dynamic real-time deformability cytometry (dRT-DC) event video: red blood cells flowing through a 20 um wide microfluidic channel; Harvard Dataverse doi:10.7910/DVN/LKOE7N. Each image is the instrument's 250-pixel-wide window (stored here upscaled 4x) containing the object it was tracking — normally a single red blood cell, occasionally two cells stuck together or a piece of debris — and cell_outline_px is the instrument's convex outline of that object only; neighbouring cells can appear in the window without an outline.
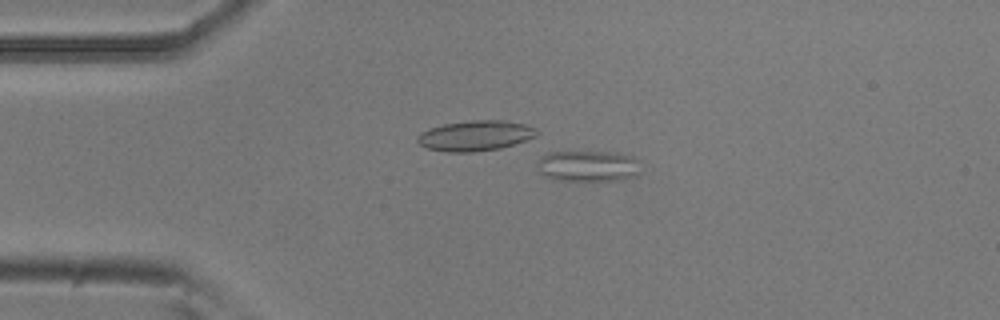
{"species": "common noctule bat (a hibernating species)", "species_latin": "Nyctalus noctula", "temperature_condition": "room temperature", "stored_images_in_passage": 51, "camera_frame_rate_fps": 3000, "um_per_image_px": 0.085, "animal": {"sex": "male", "body_mass_g": 20.5, "forearm_length_mm": 52.5}, "frame": {"image": 1, "passage_image": 10, "time_ms": 3.0, "image_size_px": [1000, 320], "cell_outline_px": [[640, 172], [636, 176], [624, 180], [556, 180], [540, 172], [540, 156], [548, 152], [620, 152], [632, 156], [640, 160]], "centroid_in_image_um": [50.09, 14.1], "position_along_channel_um": 34.9, "area_um2": 18.79}}
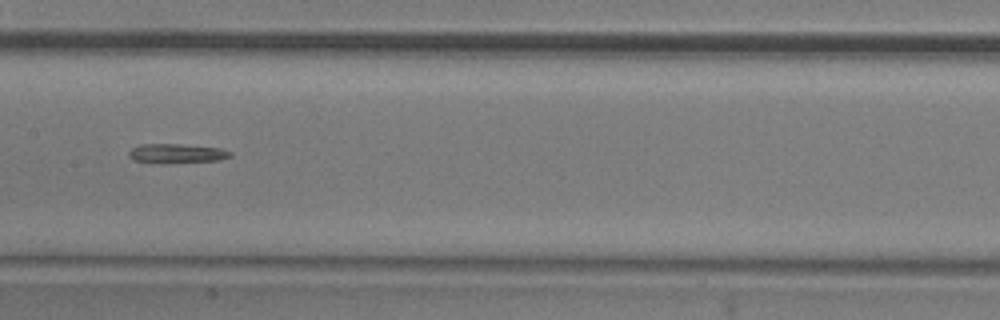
{"frame": {"image": 2, "passage_image": 25, "time_ms": 8.0, "image_size_px": [1000, 320], "cell_outline_px": [[232, 156], [220, 160], [168, 164], [132, 160], [128, 156], [128, 152], [132, 148], [140, 144], [180, 144], [220, 148], [232, 152]], "centroid_in_image_um": [15.01, 13.05], "position_along_channel_um": 192.4, "area_um2": 11.68}}
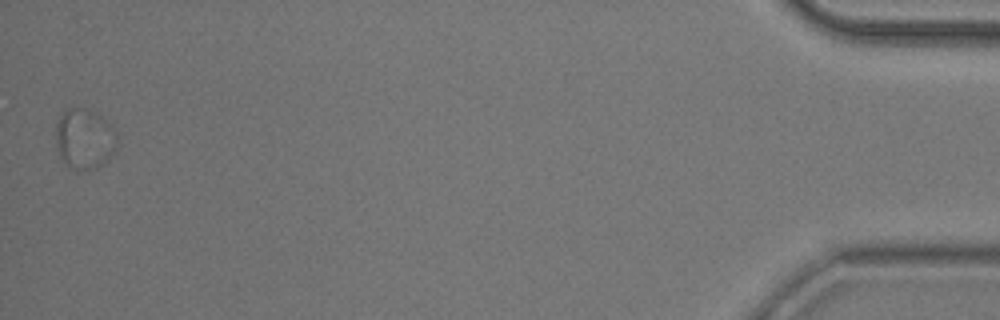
{"frame": {"image": 3, "passage_image": 51, "time_ms": 16.667, "image_size_px": [1000, 320], "cell_outline_px": [[116, 148], [108, 160], [96, 168], [76, 172], [60, 156], [56, 148], [56, 124], [60, 116], [68, 108], [84, 108], [100, 116], [112, 124], [116, 132]], "centroid_in_image_um": [7.19, 11.82], "position_along_channel_um": 428.0, "area_um2": 21.56}}